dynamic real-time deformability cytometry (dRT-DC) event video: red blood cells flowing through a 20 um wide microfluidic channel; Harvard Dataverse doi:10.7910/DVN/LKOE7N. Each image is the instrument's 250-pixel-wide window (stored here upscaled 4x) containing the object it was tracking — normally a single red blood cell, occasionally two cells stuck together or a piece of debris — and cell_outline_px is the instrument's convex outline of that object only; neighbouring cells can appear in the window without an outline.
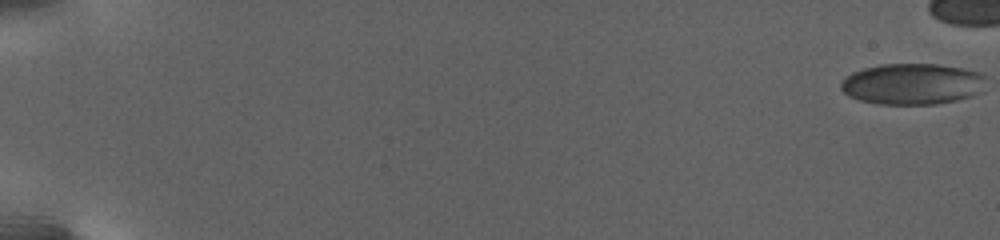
{"species": "human", "species_latin": "Homo sapiens", "temperature_condition": "warm", "stored_images_in_passage": 40, "camera_frame_rate_fps": 3000, "um_per_image_px": 0.085, "donor": {"sex": "female"}, "frame": {"image": 1, "passage_image": 1, "time_ms": 0.0, "image_size_px": [1000, 240], "cell_outline_px": [[984, 92], [972, 96], [956, 100], [936, 104], [880, 104], [860, 100], [848, 96], [840, 88], [840, 80], [852, 72], [864, 68], [880, 64], [936, 64], [960, 68], [980, 72], [984, 76]], "centroid_in_image_um": [77.54, 7.14], "position_along_channel_um": 7.5, "area_um2": 34.97}}
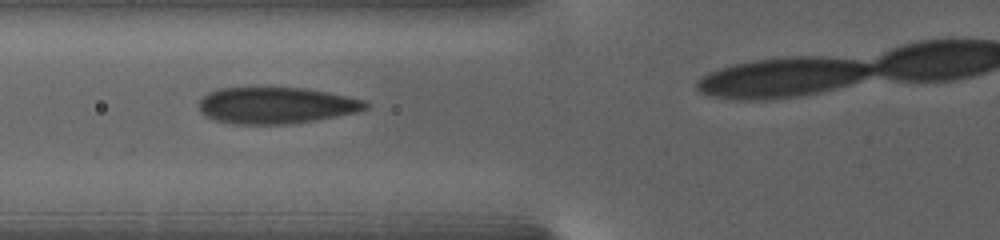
{"frame": {"image": 2, "passage_image": 29, "time_ms": 11.333, "image_size_px": [1000, 240], "cell_outline_px": [[368, 108], [356, 112], [316, 120], [288, 124], [232, 124], [216, 120], [208, 116], [200, 108], [200, 100], [208, 92], [220, 88], [304, 88], [328, 92], [364, 100], [368, 104]], "centroid_in_image_um": [23.49, 8.96], "position_along_channel_um": 102.3, "area_um2": 35.03}}
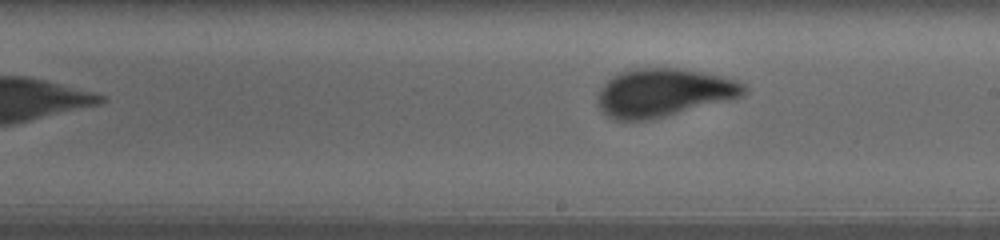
{"frame": {"image": 3, "passage_image": 40, "time_ms": 18.333, "image_size_px": [1000, 240], "cell_outline_px": [[748, 88], [740, 96], [652, 120], [612, 120], [600, 108], [600, 88], [612, 76], [620, 72], [636, 68], [676, 68], [704, 72], [736, 80], [744, 84]], "centroid_in_image_um": [56.38, 7.87], "position_along_channel_um": 232.6, "area_um2": 40.46}}